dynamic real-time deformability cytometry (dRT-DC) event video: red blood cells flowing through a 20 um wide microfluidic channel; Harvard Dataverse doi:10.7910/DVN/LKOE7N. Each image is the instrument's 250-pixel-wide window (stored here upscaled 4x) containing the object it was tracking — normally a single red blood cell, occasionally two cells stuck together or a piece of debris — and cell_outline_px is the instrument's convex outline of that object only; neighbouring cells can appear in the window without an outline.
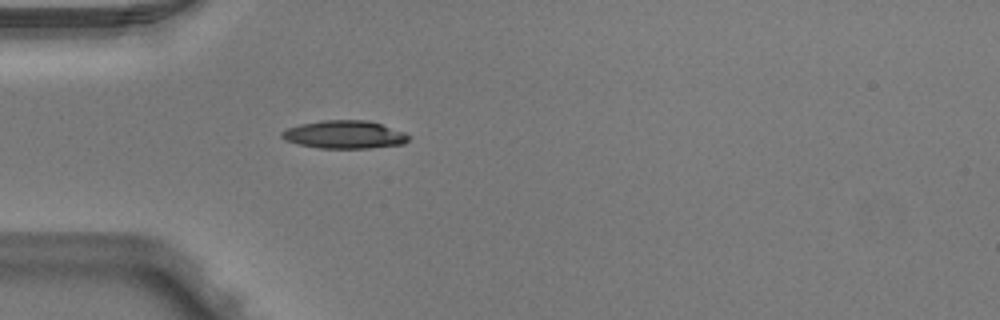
{"species": "Egyptian fruit bat (a non-hibernating species)", "species_latin": "Rousettus aegyptiacus", "temperature_condition": "warm", "stored_images_in_passage": 2, "camera_frame_rate_fps": 3000, "um_per_image_px": 0.085, "animal": {"sex": "male"}, "frame": {"image": 1, "passage_image": 2, "time_ms": 0.333, "image_size_px": [1000, 320], "cell_outline_px": [[412, 136], [404, 144], [368, 148], [320, 148], [300, 144], [284, 140], [280, 136], [280, 132], [288, 128], [300, 124], [324, 120], [368, 120], [404, 132]], "centroid_in_image_um": [29.28, 11.44], "position_along_channel_um": 55.7, "area_um2": 20.63}}